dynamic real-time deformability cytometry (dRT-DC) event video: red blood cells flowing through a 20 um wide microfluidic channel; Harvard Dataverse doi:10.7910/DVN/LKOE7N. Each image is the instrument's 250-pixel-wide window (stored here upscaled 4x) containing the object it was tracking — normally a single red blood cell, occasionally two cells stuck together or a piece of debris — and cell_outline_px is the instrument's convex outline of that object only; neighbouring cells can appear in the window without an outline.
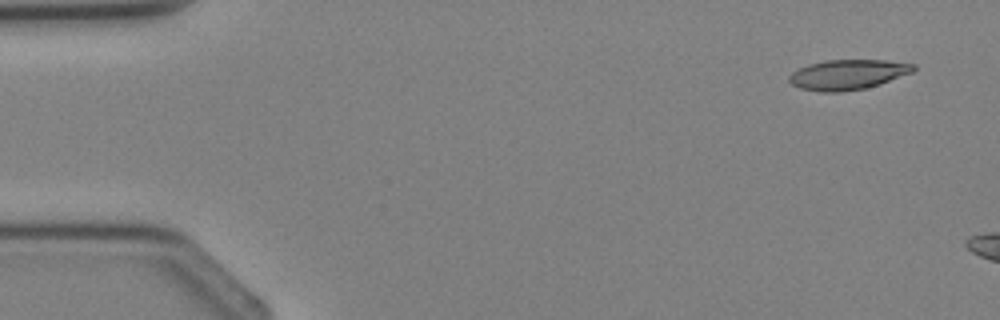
{"species": "Egyptian fruit bat (a non-hibernating species)", "species_latin": "Rousettus aegyptiacus", "temperature_condition": "cold", "stored_images_in_passage": 3, "camera_frame_rate_fps": 3000, "um_per_image_px": 0.085, "animal": {"sex": "female"}, "frame": {"image": 1, "passage_image": 1, "time_ms": 0.0, "image_size_px": [1000, 320], "cell_outline_px": [[916, 68], [912, 72], [880, 84], [864, 88], [840, 92], [820, 92], [800, 88], [792, 84], [788, 80], [788, 76], [792, 72], [808, 64], [824, 60], [884, 60], [916, 64]], "centroid_in_image_um": [72.05, 6.33], "position_along_channel_um": 13.0, "area_um2": 21.73}}